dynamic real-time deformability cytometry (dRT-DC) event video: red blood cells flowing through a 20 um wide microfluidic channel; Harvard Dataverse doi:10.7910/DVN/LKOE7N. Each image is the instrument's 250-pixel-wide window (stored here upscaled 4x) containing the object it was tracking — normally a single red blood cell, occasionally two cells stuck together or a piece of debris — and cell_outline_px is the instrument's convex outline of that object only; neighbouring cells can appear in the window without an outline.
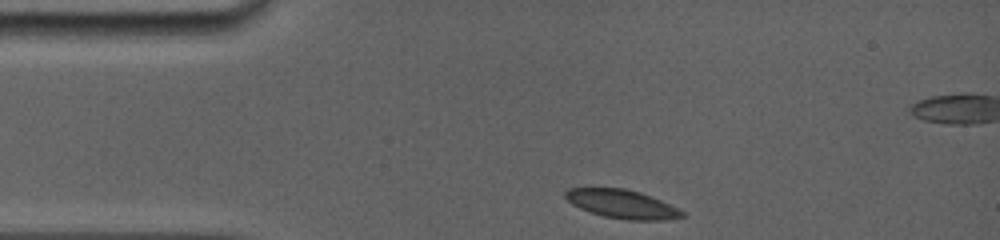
{"species": "common noctule bat (a hibernating species)", "species_latin": "Nyctalus noctula", "temperature_condition": "room temperature", "stored_images_in_passage": 21, "camera_frame_rate_fps": 5000, "um_per_image_px": 0.085, "animal": {"sex": "female", "body_mass_g": 19.0, "forearm_length_mm": 56.7}, "frame": {"image": 1, "passage_image": 1, "time_ms": 0.0, "image_size_px": [1000, 240], "cell_outline_px": [[688, 216], [660, 220], [628, 220], [604, 216], [580, 208], [572, 204], [564, 196], [564, 192], [568, 188], [624, 188], [640, 192], [660, 200], [684, 212]], "centroid_in_image_um": [52.86, 17.34], "position_along_channel_um": 32.1, "area_um2": 19.25}}
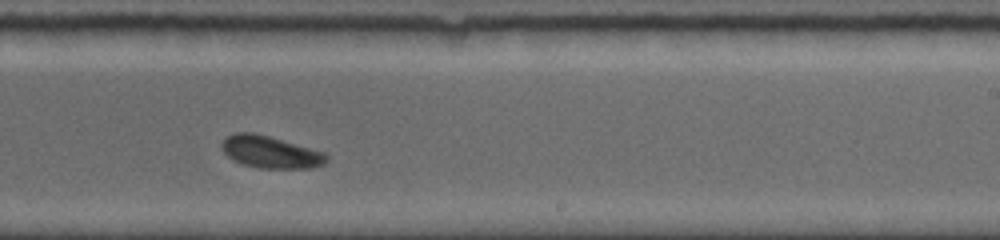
{"frame": {"image": 2, "passage_image": 13, "time_ms": 7.0, "image_size_px": [1000, 240], "cell_outline_px": [[328, 160], [324, 164], [308, 168], [260, 168], [240, 164], [232, 160], [224, 152], [220, 144], [224, 136], [236, 132], [252, 132], [268, 136], [324, 152], [328, 156]], "centroid_in_image_um": [22.93, 12.92], "position_along_channel_um": 266.1, "area_um2": 19.65}}
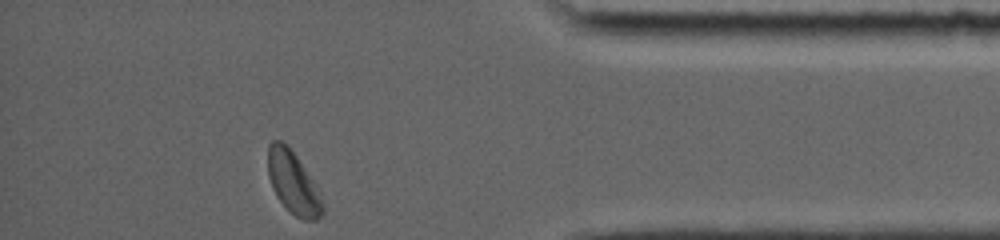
{"frame": {"image": 3, "passage_image": 21, "time_ms": 11.2, "image_size_px": [1000, 240], "cell_outline_px": [[324, 212], [316, 220], [304, 220], [296, 216], [276, 196], [272, 188], [268, 176], [268, 144], [272, 140], [280, 140], [296, 156], [308, 176], [324, 204]], "centroid_in_image_um": [24.88, 15.55], "position_along_channel_um": 410.3, "area_um2": 19.07}, "authors_computed_cell_mechanics": {"area_um2": 20.0566, "velocity_mm_per_s": 3.8527, "shape_relaxation_time_tau1_ms": 2.5725, "shape_relaxation_time_tau2_ms": null, "deformation_change_tau1": 0.0897, "deformation_change_tau2": null}}